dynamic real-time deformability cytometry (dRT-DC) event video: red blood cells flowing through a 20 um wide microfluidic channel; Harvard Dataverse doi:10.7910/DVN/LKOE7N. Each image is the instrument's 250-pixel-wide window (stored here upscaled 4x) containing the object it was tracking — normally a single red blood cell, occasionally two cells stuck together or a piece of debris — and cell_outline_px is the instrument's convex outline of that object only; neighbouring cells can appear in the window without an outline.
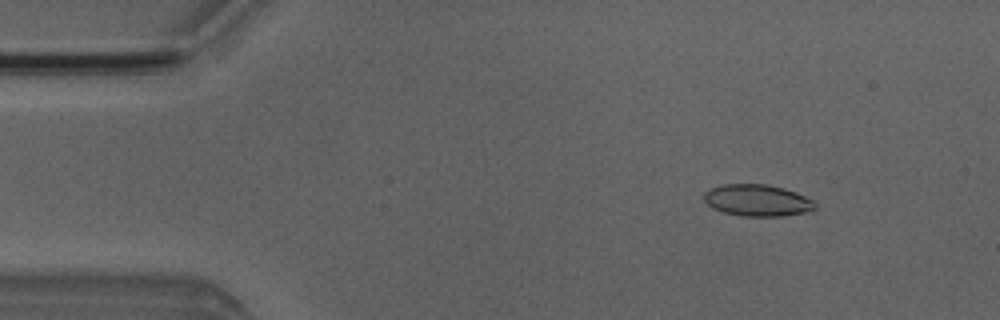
{"species": "Egyptian fruit bat (a non-hibernating species)", "species_latin": "Rousettus aegyptiacus", "temperature_condition": "room temperature", "stored_images_in_passage": 4, "camera_frame_rate_fps": 3000, "um_per_image_px": 0.085, "animal": {"sex": "male"}, "frame": {"image": 1, "passage_image": 2, "time_ms": 1.333, "image_size_px": [1000, 320], "cell_outline_px": [[816, 208], [808, 212], [780, 216], [740, 216], [724, 212], [712, 208], [704, 200], [704, 192], [720, 184], [764, 184], [784, 188], [796, 192], [812, 200], [816, 204]], "centroid_in_image_um": [64.37, 17.03], "position_along_channel_um": 20.6, "area_um2": 20.52}}